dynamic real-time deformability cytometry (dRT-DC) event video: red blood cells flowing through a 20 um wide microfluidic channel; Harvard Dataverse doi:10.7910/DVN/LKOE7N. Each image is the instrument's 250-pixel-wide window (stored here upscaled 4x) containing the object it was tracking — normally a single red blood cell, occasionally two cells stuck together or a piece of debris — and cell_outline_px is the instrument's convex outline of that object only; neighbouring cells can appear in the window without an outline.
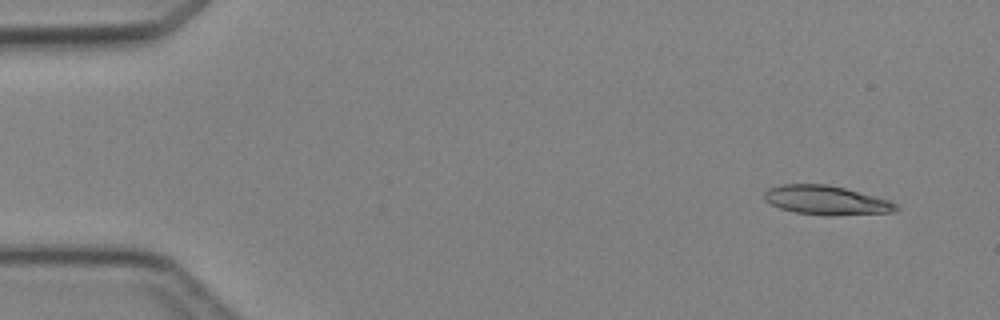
{"species": "Egyptian fruit bat (a non-hibernating species)", "species_latin": "Rousettus aegyptiacus", "temperature_condition": "cold", "stored_images_in_passage": 3, "camera_frame_rate_fps": 3000, "um_per_image_px": 0.085, "animal": {"sex": "female"}, "frame": {"image": 1, "passage_image": 1, "time_ms": 0.0, "image_size_px": [1000, 320], "cell_outline_px": [[900, 208], [896, 212], [796, 212], [780, 208], [764, 200], [764, 192], [768, 188], [780, 184], [828, 184], [844, 188], [888, 200], [896, 204]], "centroid_in_image_um": [70.14, 16.94], "position_along_channel_um": 14.9, "area_um2": 20.87}}